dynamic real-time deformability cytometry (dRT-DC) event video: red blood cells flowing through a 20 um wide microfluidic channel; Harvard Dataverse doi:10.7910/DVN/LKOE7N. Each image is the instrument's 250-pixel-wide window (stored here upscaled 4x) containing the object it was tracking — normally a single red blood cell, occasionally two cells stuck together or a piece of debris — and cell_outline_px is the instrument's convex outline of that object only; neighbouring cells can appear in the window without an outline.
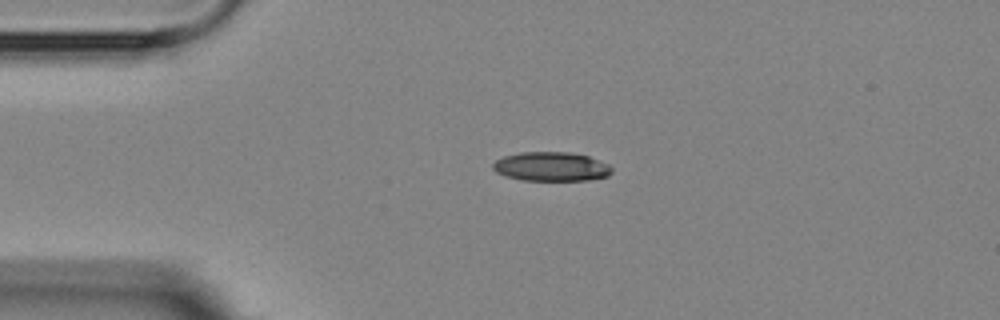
{"species": "Egyptian fruit bat (a non-hibernating species)", "species_latin": "Rousettus aegyptiacus", "temperature_condition": "room temperature", "stored_images_in_passage": 2, "camera_frame_rate_fps": 3000, "um_per_image_px": 0.085, "animal": {"sex": "female"}, "frame": {"image": 1, "passage_image": 1, "time_ms": 0.0, "image_size_px": [1000, 320], "cell_outline_px": [[612, 172], [608, 176], [588, 180], [524, 180], [508, 176], [496, 172], [492, 168], [492, 164], [496, 160], [504, 156], [520, 152], [568, 152], [588, 156], [608, 164], [612, 168]], "centroid_in_image_um": [46.86, 14.15], "position_along_channel_um": 38.1, "area_um2": 20.06}}